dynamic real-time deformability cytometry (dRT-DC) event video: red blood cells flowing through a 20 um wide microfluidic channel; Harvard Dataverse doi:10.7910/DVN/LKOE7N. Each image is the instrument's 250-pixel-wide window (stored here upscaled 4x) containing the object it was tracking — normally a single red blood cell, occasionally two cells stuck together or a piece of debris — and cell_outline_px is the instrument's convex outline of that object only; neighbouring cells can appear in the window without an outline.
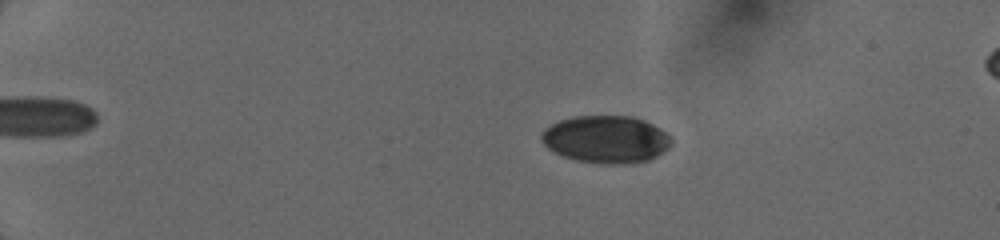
{"species": "human", "species_latin": "Homo sapiens", "temperature_condition": "cold", "stored_images_in_passage": 12, "camera_frame_rate_fps": 3000, "um_per_image_px": 0.085, "donor": {"sex": "female"}, "frame": {"image": 1, "passage_image": 7, "time_ms": 3.333, "image_size_px": [1000, 240], "cell_outline_px": [[672, 144], [668, 148], [656, 156], [648, 160], [628, 164], [600, 164], [576, 160], [564, 156], [548, 148], [540, 140], [540, 136], [544, 128], [560, 120], [576, 116], [632, 116], [644, 120], [660, 128], [672, 140]], "centroid_in_image_um": [51.5, 11.84], "position_along_channel_um": 33.5, "area_um2": 35.89}}
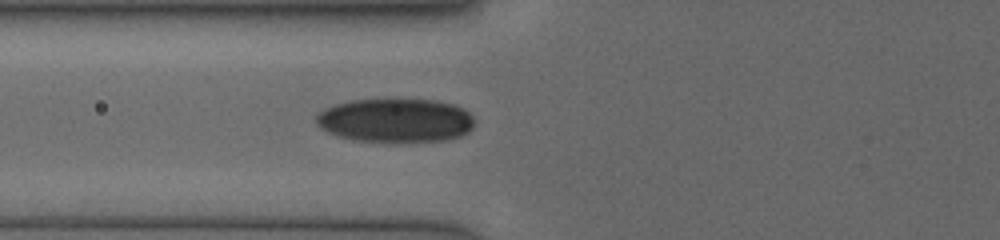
{"frame": {"image": 2, "passage_image": 12, "time_ms": 7.0, "image_size_px": [1000, 240], "cell_outline_px": [[476, 120], [472, 128], [468, 132], [460, 136], [448, 140], [356, 140], [340, 136], [328, 132], [320, 128], [316, 124], [316, 116], [324, 108], [336, 104], [352, 100], [436, 100], [452, 104], [464, 108]], "centroid_in_image_um": [33.64, 10.21], "position_along_channel_um": 92.2, "area_um2": 39.82}}